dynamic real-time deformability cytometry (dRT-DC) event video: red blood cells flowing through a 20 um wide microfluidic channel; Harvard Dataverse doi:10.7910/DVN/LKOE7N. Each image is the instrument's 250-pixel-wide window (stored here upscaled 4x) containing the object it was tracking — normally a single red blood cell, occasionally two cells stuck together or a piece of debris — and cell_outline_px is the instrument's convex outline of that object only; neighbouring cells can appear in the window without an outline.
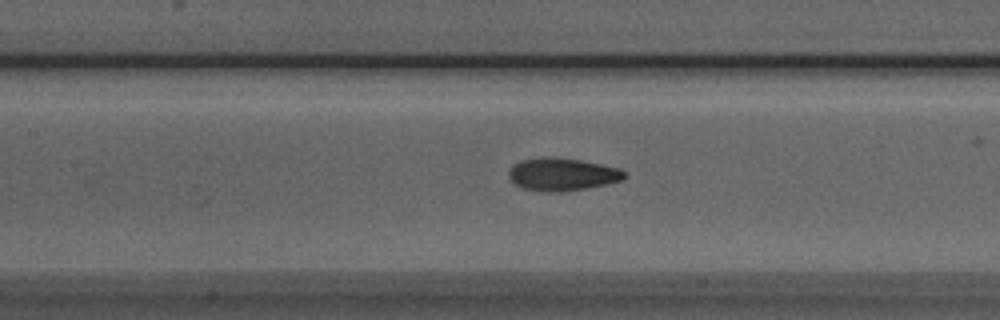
{"species": "Egyptian fruit bat (a non-hibernating species)", "species_latin": "Rousettus aegyptiacus", "temperature_condition": "room temperature", "stored_images_in_passage": 29, "camera_frame_rate_fps": 3000, "um_per_image_px": 0.085, "animal": {"sex": "male"}, "frame": {"image": 1, "passage_image": 10, "time_ms": 3.0, "image_size_px": [1000, 320], "cell_outline_px": [[628, 176], [620, 180], [604, 184], [584, 188], [560, 192], [540, 192], [524, 188], [512, 184], [508, 180], [508, 172], [512, 164], [520, 160], [540, 156], [560, 156], [620, 168]], "centroid_in_image_um": [47.69, 14.8], "position_along_channel_um": 159.7, "area_um2": 22.48}}
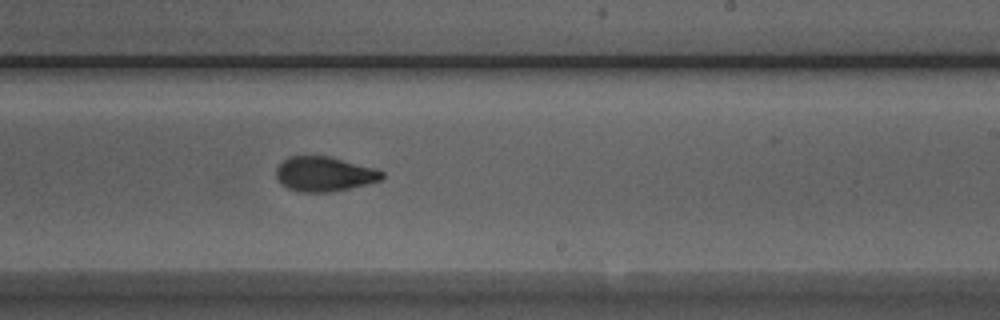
{"frame": {"image": 2, "passage_image": 18, "time_ms": 5.667, "image_size_px": [1000, 320], "cell_outline_px": [[384, 176], [380, 180], [368, 184], [332, 192], [300, 192], [288, 188], [280, 184], [276, 176], [276, 168], [288, 156], [328, 156], [376, 168], [384, 172]], "centroid_in_image_um": [27.56, 14.8], "position_along_channel_um": 261.4, "area_um2": 21.5}}
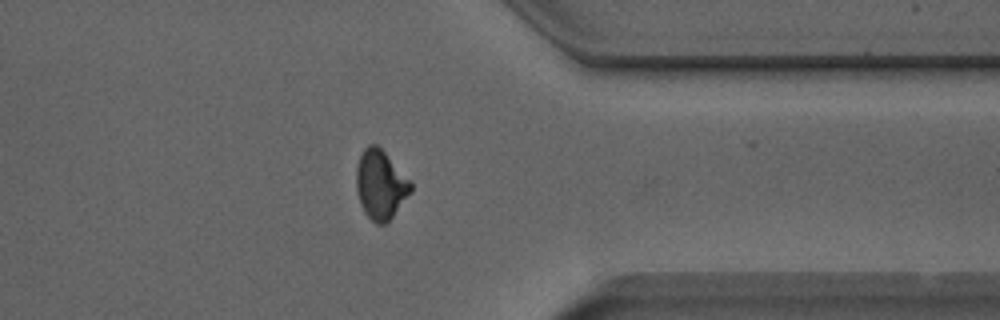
{"frame": {"image": 3, "passage_image": 28, "time_ms": 9.0, "image_size_px": [1000, 320], "cell_outline_px": [[412, 192], [392, 216], [384, 224], [376, 224], [364, 212], [360, 204], [356, 188], [356, 168], [360, 156], [364, 148], [368, 144], [376, 144], [384, 152], [412, 184]], "centroid_in_image_um": [32.32, 15.7], "position_along_channel_um": 379.1, "area_um2": 21.56}, "authors_computed_cell_mechanics": {"area_um2": 21.8484, "velocity_mm_per_s": 3.8259, "shape_relaxation_time_tau1_ms": 4.3621, "shape_relaxation_time_tau2_ms": 1.5961, "deformation_change_tau1": 0.1366, "deformation_change_tau2": 0.0733}}